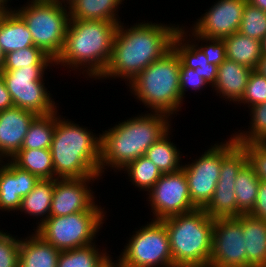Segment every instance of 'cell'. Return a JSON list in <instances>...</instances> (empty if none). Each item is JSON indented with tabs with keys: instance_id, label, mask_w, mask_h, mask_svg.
<instances>
[{
	"instance_id": "836d02e7",
	"label": "cell",
	"mask_w": 266,
	"mask_h": 267,
	"mask_svg": "<svg viewBox=\"0 0 266 267\" xmlns=\"http://www.w3.org/2000/svg\"><path fill=\"white\" fill-rule=\"evenodd\" d=\"M250 130L233 134L236 143H263L266 140V101L250 108Z\"/></svg>"
},
{
	"instance_id": "bcb514c9",
	"label": "cell",
	"mask_w": 266,
	"mask_h": 267,
	"mask_svg": "<svg viewBox=\"0 0 266 267\" xmlns=\"http://www.w3.org/2000/svg\"><path fill=\"white\" fill-rule=\"evenodd\" d=\"M262 55H266V36L261 40Z\"/></svg>"
},
{
	"instance_id": "4dcf8cb0",
	"label": "cell",
	"mask_w": 266,
	"mask_h": 267,
	"mask_svg": "<svg viewBox=\"0 0 266 267\" xmlns=\"http://www.w3.org/2000/svg\"><path fill=\"white\" fill-rule=\"evenodd\" d=\"M57 122V111L38 115L30 124L21 149H50Z\"/></svg>"
},
{
	"instance_id": "8fae6325",
	"label": "cell",
	"mask_w": 266,
	"mask_h": 267,
	"mask_svg": "<svg viewBox=\"0 0 266 267\" xmlns=\"http://www.w3.org/2000/svg\"><path fill=\"white\" fill-rule=\"evenodd\" d=\"M248 162L247 153L242 145L231 136L222 142V162L213 197L204 208L213 219L237 217V201L234 184L237 173Z\"/></svg>"
},
{
	"instance_id": "7dc6e473",
	"label": "cell",
	"mask_w": 266,
	"mask_h": 267,
	"mask_svg": "<svg viewBox=\"0 0 266 267\" xmlns=\"http://www.w3.org/2000/svg\"><path fill=\"white\" fill-rule=\"evenodd\" d=\"M7 8H8V6L5 5V3L0 2V18L2 17V15L4 14V12L6 11Z\"/></svg>"
},
{
	"instance_id": "9a60e30c",
	"label": "cell",
	"mask_w": 266,
	"mask_h": 267,
	"mask_svg": "<svg viewBox=\"0 0 266 267\" xmlns=\"http://www.w3.org/2000/svg\"><path fill=\"white\" fill-rule=\"evenodd\" d=\"M96 179L100 178L55 179L49 216H66L79 211L103 210L94 202L93 191L90 189V186L88 187L89 183Z\"/></svg>"
},
{
	"instance_id": "d6986e66",
	"label": "cell",
	"mask_w": 266,
	"mask_h": 267,
	"mask_svg": "<svg viewBox=\"0 0 266 267\" xmlns=\"http://www.w3.org/2000/svg\"><path fill=\"white\" fill-rule=\"evenodd\" d=\"M183 29L184 26L183 28L181 26L177 31L172 40V48L185 67L198 71L207 84L209 83V85L213 87L217 79L218 66L208 63V59L203 50L198 47L199 45L194 39H192V42L189 39L187 40L188 32H185L186 29ZM185 37L187 41L185 40Z\"/></svg>"
},
{
	"instance_id": "6da1fadb",
	"label": "cell",
	"mask_w": 266,
	"mask_h": 267,
	"mask_svg": "<svg viewBox=\"0 0 266 267\" xmlns=\"http://www.w3.org/2000/svg\"><path fill=\"white\" fill-rule=\"evenodd\" d=\"M123 24H118L109 63L98 79L119 77L131 83L139 73L172 48V40L180 29L179 25L168 26L161 22H138L127 29Z\"/></svg>"
},
{
	"instance_id": "ffe728a7",
	"label": "cell",
	"mask_w": 266,
	"mask_h": 267,
	"mask_svg": "<svg viewBox=\"0 0 266 267\" xmlns=\"http://www.w3.org/2000/svg\"><path fill=\"white\" fill-rule=\"evenodd\" d=\"M251 72L252 69L249 67L225 59L218 66L217 79L213 88L215 87V91L221 97L237 103L244 95Z\"/></svg>"
},
{
	"instance_id": "83f0119b",
	"label": "cell",
	"mask_w": 266,
	"mask_h": 267,
	"mask_svg": "<svg viewBox=\"0 0 266 267\" xmlns=\"http://www.w3.org/2000/svg\"><path fill=\"white\" fill-rule=\"evenodd\" d=\"M90 244L67 251H60L57 267H109L113 262L108 253ZM99 251V252H98Z\"/></svg>"
},
{
	"instance_id": "7402d4cb",
	"label": "cell",
	"mask_w": 266,
	"mask_h": 267,
	"mask_svg": "<svg viewBox=\"0 0 266 267\" xmlns=\"http://www.w3.org/2000/svg\"><path fill=\"white\" fill-rule=\"evenodd\" d=\"M7 8L0 18V47L6 55L18 49L34 46L32 35L23 18Z\"/></svg>"
},
{
	"instance_id": "f6af8a7d",
	"label": "cell",
	"mask_w": 266,
	"mask_h": 267,
	"mask_svg": "<svg viewBox=\"0 0 266 267\" xmlns=\"http://www.w3.org/2000/svg\"><path fill=\"white\" fill-rule=\"evenodd\" d=\"M4 62H5V54L2 52V49L0 47V72L4 67Z\"/></svg>"
},
{
	"instance_id": "44dd1931",
	"label": "cell",
	"mask_w": 266,
	"mask_h": 267,
	"mask_svg": "<svg viewBox=\"0 0 266 267\" xmlns=\"http://www.w3.org/2000/svg\"><path fill=\"white\" fill-rule=\"evenodd\" d=\"M242 224L247 267L266 266V221L249 214L236 217Z\"/></svg>"
},
{
	"instance_id": "7c38bea8",
	"label": "cell",
	"mask_w": 266,
	"mask_h": 267,
	"mask_svg": "<svg viewBox=\"0 0 266 267\" xmlns=\"http://www.w3.org/2000/svg\"><path fill=\"white\" fill-rule=\"evenodd\" d=\"M148 201L154 214L153 220H163L197 209L189 194L184 170L165 173L148 192Z\"/></svg>"
},
{
	"instance_id": "d6a6232c",
	"label": "cell",
	"mask_w": 266,
	"mask_h": 267,
	"mask_svg": "<svg viewBox=\"0 0 266 267\" xmlns=\"http://www.w3.org/2000/svg\"><path fill=\"white\" fill-rule=\"evenodd\" d=\"M122 170L127 171L129 181L139 189L148 192L162 176L159 169L145 155L130 162Z\"/></svg>"
},
{
	"instance_id": "74e56055",
	"label": "cell",
	"mask_w": 266,
	"mask_h": 267,
	"mask_svg": "<svg viewBox=\"0 0 266 267\" xmlns=\"http://www.w3.org/2000/svg\"><path fill=\"white\" fill-rule=\"evenodd\" d=\"M248 163L260 181H266V146L263 143H244Z\"/></svg>"
},
{
	"instance_id": "f907efd6",
	"label": "cell",
	"mask_w": 266,
	"mask_h": 267,
	"mask_svg": "<svg viewBox=\"0 0 266 267\" xmlns=\"http://www.w3.org/2000/svg\"><path fill=\"white\" fill-rule=\"evenodd\" d=\"M0 2H3L7 5L8 0H0Z\"/></svg>"
},
{
	"instance_id": "52a82bcc",
	"label": "cell",
	"mask_w": 266,
	"mask_h": 267,
	"mask_svg": "<svg viewBox=\"0 0 266 267\" xmlns=\"http://www.w3.org/2000/svg\"><path fill=\"white\" fill-rule=\"evenodd\" d=\"M31 4H30V3ZM15 10L25 21L33 44L53 61L61 53L70 21L67 5L49 0H31ZM68 11V12H67Z\"/></svg>"
},
{
	"instance_id": "2e32d148",
	"label": "cell",
	"mask_w": 266,
	"mask_h": 267,
	"mask_svg": "<svg viewBox=\"0 0 266 267\" xmlns=\"http://www.w3.org/2000/svg\"><path fill=\"white\" fill-rule=\"evenodd\" d=\"M246 2L247 0H219L197 19L191 31L215 39H223L238 32Z\"/></svg>"
},
{
	"instance_id": "681fc988",
	"label": "cell",
	"mask_w": 266,
	"mask_h": 267,
	"mask_svg": "<svg viewBox=\"0 0 266 267\" xmlns=\"http://www.w3.org/2000/svg\"><path fill=\"white\" fill-rule=\"evenodd\" d=\"M109 267H119V266L116 263L114 264L113 262Z\"/></svg>"
},
{
	"instance_id": "ee69618b",
	"label": "cell",
	"mask_w": 266,
	"mask_h": 267,
	"mask_svg": "<svg viewBox=\"0 0 266 267\" xmlns=\"http://www.w3.org/2000/svg\"><path fill=\"white\" fill-rule=\"evenodd\" d=\"M247 2L266 12V0H247Z\"/></svg>"
},
{
	"instance_id": "7bdbcfd3",
	"label": "cell",
	"mask_w": 266,
	"mask_h": 267,
	"mask_svg": "<svg viewBox=\"0 0 266 267\" xmlns=\"http://www.w3.org/2000/svg\"><path fill=\"white\" fill-rule=\"evenodd\" d=\"M254 71H256L258 74L266 77V55H262L260 60L258 61Z\"/></svg>"
},
{
	"instance_id": "d4e9b609",
	"label": "cell",
	"mask_w": 266,
	"mask_h": 267,
	"mask_svg": "<svg viewBox=\"0 0 266 267\" xmlns=\"http://www.w3.org/2000/svg\"><path fill=\"white\" fill-rule=\"evenodd\" d=\"M225 43L226 59L254 70L262 57L261 41L235 32L222 39Z\"/></svg>"
},
{
	"instance_id": "3957f363",
	"label": "cell",
	"mask_w": 266,
	"mask_h": 267,
	"mask_svg": "<svg viewBox=\"0 0 266 267\" xmlns=\"http://www.w3.org/2000/svg\"><path fill=\"white\" fill-rule=\"evenodd\" d=\"M118 24L111 21L70 20L64 46L54 61L55 65L61 64L73 70L87 67L83 71L88 77L98 79L109 63Z\"/></svg>"
},
{
	"instance_id": "5b68a950",
	"label": "cell",
	"mask_w": 266,
	"mask_h": 267,
	"mask_svg": "<svg viewBox=\"0 0 266 267\" xmlns=\"http://www.w3.org/2000/svg\"><path fill=\"white\" fill-rule=\"evenodd\" d=\"M169 238L173 267H208L214 219L204 209L161 220Z\"/></svg>"
},
{
	"instance_id": "603a6c76",
	"label": "cell",
	"mask_w": 266,
	"mask_h": 267,
	"mask_svg": "<svg viewBox=\"0 0 266 267\" xmlns=\"http://www.w3.org/2000/svg\"><path fill=\"white\" fill-rule=\"evenodd\" d=\"M60 251L35 231L20 239L19 267H57Z\"/></svg>"
},
{
	"instance_id": "ac0fdd59",
	"label": "cell",
	"mask_w": 266,
	"mask_h": 267,
	"mask_svg": "<svg viewBox=\"0 0 266 267\" xmlns=\"http://www.w3.org/2000/svg\"><path fill=\"white\" fill-rule=\"evenodd\" d=\"M38 115L11 107L0 111V160L12 159L22 148L29 126ZM11 157V158H10Z\"/></svg>"
},
{
	"instance_id": "d590c367",
	"label": "cell",
	"mask_w": 266,
	"mask_h": 267,
	"mask_svg": "<svg viewBox=\"0 0 266 267\" xmlns=\"http://www.w3.org/2000/svg\"><path fill=\"white\" fill-rule=\"evenodd\" d=\"M266 101V77L252 70L248 78L243 97L238 102L248 104V107L263 103Z\"/></svg>"
},
{
	"instance_id": "4316f807",
	"label": "cell",
	"mask_w": 266,
	"mask_h": 267,
	"mask_svg": "<svg viewBox=\"0 0 266 267\" xmlns=\"http://www.w3.org/2000/svg\"><path fill=\"white\" fill-rule=\"evenodd\" d=\"M260 180L254 168L247 162L237 173L234 192L237 201V217L249 214L256 202Z\"/></svg>"
},
{
	"instance_id": "e0dca14e",
	"label": "cell",
	"mask_w": 266,
	"mask_h": 267,
	"mask_svg": "<svg viewBox=\"0 0 266 267\" xmlns=\"http://www.w3.org/2000/svg\"><path fill=\"white\" fill-rule=\"evenodd\" d=\"M7 161L6 164L3 160L0 162V210L15 212L19 210L22 198L28 195L41 179L20 169L11 160Z\"/></svg>"
},
{
	"instance_id": "f546056e",
	"label": "cell",
	"mask_w": 266,
	"mask_h": 267,
	"mask_svg": "<svg viewBox=\"0 0 266 267\" xmlns=\"http://www.w3.org/2000/svg\"><path fill=\"white\" fill-rule=\"evenodd\" d=\"M169 133L170 131L163 135L145 153L162 174L176 172L183 167L180 165V151L170 141Z\"/></svg>"
},
{
	"instance_id": "4fadbf2b",
	"label": "cell",
	"mask_w": 266,
	"mask_h": 267,
	"mask_svg": "<svg viewBox=\"0 0 266 267\" xmlns=\"http://www.w3.org/2000/svg\"><path fill=\"white\" fill-rule=\"evenodd\" d=\"M222 162V143L214 144L200 158L183 165L190 199L197 209H204L211 201Z\"/></svg>"
},
{
	"instance_id": "277c9868",
	"label": "cell",
	"mask_w": 266,
	"mask_h": 267,
	"mask_svg": "<svg viewBox=\"0 0 266 267\" xmlns=\"http://www.w3.org/2000/svg\"><path fill=\"white\" fill-rule=\"evenodd\" d=\"M57 114L51 155L54 179L101 177L99 174L101 137Z\"/></svg>"
},
{
	"instance_id": "f1b7e54d",
	"label": "cell",
	"mask_w": 266,
	"mask_h": 267,
	"mask_svg": "<svg viewBox=\"0 0 266 267\" xmlns=\"http://www.w3.org/2000/svg\"><path fill=\"white\" fill-rule=\"evenodd\" d=\"M20 169L40 179H54V166L50 149H21L10 159Z\"/></svg>"
},
{
	"instance_id": "1f68e13d",
	"label": "cell",
	"mask_w": 266,
	"mask_h": 267,
	"mask_svg": "<svg viewBox=\"0 0 266 267\" xmlns=\"http://www.w3.org/2000/svg\"><path fill=\"white\" fill-rule=\"evenodd\" d=\"M54 61L36 46L18 49L5 55L2 70H16L25 67H50Z\"/></svg>"
},
{
	"instance_id": "5bb4252c",
	"label": "cell",
	"mask_w": 266,
	"mask_h": 267,
	"mask_svg": "<svg viewBox=\"0 0 266 267\" xmlns=\"http://www.w3.org/2000/svg\"><path fill=\"white\" fill-rule=\"evenodd\" d=\"M208 267H247L242 224L236 217L215 218Z\"/></svg>"
},
{
	"instance_id": "cb8c5ba5",
	"label": "cell",
	"mask_w": 266,
	"mask_h": 267,
	"mask_svg": "<svg viewBox=\"0 0 266 267\" xmlns=\"http://www.w3.org/2000/svg\"><path fill=\"white\" fill-rule=\"evenodd\" d=\"M122 1L124 0H74L68 5L70 20L120 23L117 13L119 10L117 9L122 4Z\"/></svg>"
},
{
	"instance_id": "7a4b0ae2",
	"label": "cell",
	"mask_w": 266,
	"mask_h": 267,
	"mask_svg": "<svg viewBox=\"0 0 266 267\" xmlns=\"http://www.w3.org/2000/svg\"><path fill=\"white\" fill-rule=\"evenodd\" d=\"M169 115L152 112L132 117L106 130L101 137L99 174L106 166L122 170L146 151L170 129ZM105 166V167H104Z\"/></svg>"
},
{
	"instance_id": "b9f144b4",
	"label": "cell",
	"mask_w": 266,
	"mask_h": 267,
	"mask_svg": "<svg viewBox=\"0 0 266 267\" xmlns=\"http://www.w3.org/2000/svg\"><path fill=\"white\" fill-rule=\"evenodd\" d=\"M14 107L10 93L8 92L4 79L0 74V111Z\"/></svg>"
},
{
	"instance_id": "c3c4849f",
	"label": "cell",
	"mask_w": 266,
	"mask_h": 267,
	"mask_svg": "<svg viewBox=\"0 0 266 267\" xmlns=\"http://www.w3.org/2000/svg\"><path fill=\"white\" fill-rule=\"evenodd\" d=\"M49 1H54V2H57V3H60V4H63L64 3V5H69L70 3H72L74 0H49ZM67 4H66V3Z\"/></svg>"
},
{
	"instance_id": "ba28073f",
	"label": "cell",
	"mask_w": 266,
	"mask_h": 267,
	"mask_svg": "<svg viewBox=\"0 0 266 267\" xmlns=\"http://www.w3.org/2000/svg\"><path fill=\"white\" fill-rule=\"evenodd\" d=\"M104 210H86L64 216H49L35 232L59 251L95 242L104 221Z\"/></svg>"
},
{
	"instance_id": "f35d334b",
	"label": "cell",
	"mask_w": 266,
	"mask_h": 267,
	"mask_svg": "<svg viewBox=\"0 0 266 267\" xmlns=\"http://www.w3.org/2000/svg\"><path fill=\"white\" fill-rule=\"evenodd\" d=\"M191 34L193 37H195V41L198 39V42L200 40L202 42H206V45L202 46L201 44L200 48L205 53L209 64H215L219 66L226 59L225 43L222 39L206 38L201 35L195 34L194 32H191ZM208 41L209 44H207Z\"/></svg>"
},
{
	"instance_id": "30bf717a",
	"label": "cell",
	"mask_w": 266,
	"mask_h": 267,
	"mask_svg": "<svg viewBox=\"0 0 266 267\" xmlns=\"http://www.w3.org/2000/svg\"><path fill=\"white\" fill-rule=\"evenodd\" d=\"M47 67H25L16 70H2L6 88L15 107L26 109L37 115H48L57 110L54 99L48 93L43 81Z\"/></svg>"
},
{
	"instance_id": "484cf974",
	"label": "cell",
	"mask_w": 266,
	"mask_h": 267,
	"mask_svg": "<svg viewBox=\"0 0 266 267\" xmlns=\"http://www.w3.org/2000/svg\"><path fill=\"white\" fill-rule=\"evenodd\" d=\"M55 179H41L34 189L21 200L19 210L30 216H37L40 222L38 228L50 215Z\"/></svg>"
},
{
	"instance_id": "ab89813d",
	"label": "cell",
	"mask_w": 266,
	"mask_h": 267,
	"mask_svg": "<svg viewBox=\"0 0 266 267\" xmlns=\"http://www.w3.org/2000/svg\"><path fill=\"white\" fill-rule=\"evenodd\" d=\"M179 84L182 100L185 97L184 95L188 88L200 90L201 88L203 89L205 85H208L198 71H194V69L185 67L182 63L180 66Z\"/></svg>"
},
{
	"instance_id": "e575fe53",
	"label": "cell",
	"mask_w": 266,
	"mask_h": 267,
	"mask_svg": "<svg viewBox=\"0 0 266 267\" xmlns=\"http://www.w3.org/2000/svg\"><path fill=\"white\" fill-rule=\"evenodd\" d=\"M238 32L261 41L266 36V12L246 2Z\"/></svg>"
},
{
	"instance_id": "8d00e7d4",
	"label": "cell",
	"mask_w": 266,
	"mask_h": 267,
	"mask_svg": "<svg viewBox=\"0 0 266 267\" xmlns=\"http://www.w3.org/2000/svg\"><path fill=\"white\" fill-rule=\"evenodd\" d=\"M20 240L0 230V267H19Z\"/></svg>"
},
{
	"instance_id": "9c48e42d",
	"label": "cell",
	"mask_w": 266,
	"mask_h": 267,
	"mask_svg": "<svg viewBox=\"0 0 266 267\" xmlns=\"http://www.w3.org/2000/svg\"><path fill=\"white\" fill-rule=\"evenodd\" d=\"M128 241L116 263L119 267H173L167 229L161 220L147 222Z\"/></svg>"
},
{
	"instance_id": "60d3db41",
	"label": "cell",
	"mask_w": 266,
	"mask_h": 267,
	"mask_svg": "<svg viewBox=\"0 0 266 267\" xmlns=\"http://www.w3.org/2000/svg\"><path fill=\"white\" fill-rule=\"evenodd\" d=\"M249 215L266 221V181H260L257 199Z\"/></svg>"
},
{
	"instance_id": "8992f818",
	"label": "cell",
	"mask_w": 266,
	"mask_h": 267,
	"mask_svg": "<svg viewBox=\"0 0 266 267\" xmlns=\"http://www.w3.org/2000/svg\"><path fill=\"white\" fill-rule=\"evenodd\" d=\"M180 66V59L171 48L129 83L132 94L152 112L172 116L181 108L183 101L179 84Z\"/></svg>"
}]
</instances>
